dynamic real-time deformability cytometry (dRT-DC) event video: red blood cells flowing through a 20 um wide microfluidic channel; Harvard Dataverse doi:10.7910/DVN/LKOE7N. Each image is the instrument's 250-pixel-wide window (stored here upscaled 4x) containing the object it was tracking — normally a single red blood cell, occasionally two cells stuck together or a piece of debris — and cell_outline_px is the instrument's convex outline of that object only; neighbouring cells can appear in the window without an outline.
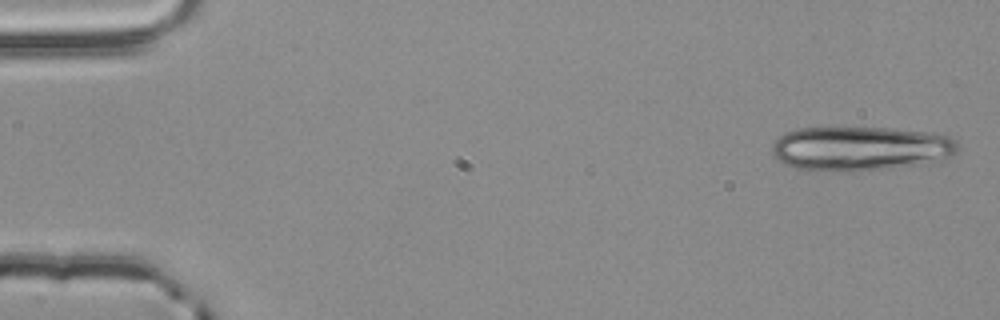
{"species": "common noctule bat (a hibernating species)", "species_latin": "Nyctalus noctula", "temperature_condition": "room temperature", "stored_images_in_passage": 17, "camera_frame_rate_fps": 3000, "um_per_image_px": 0.085, "animal": {"sex": "male", "body_mass_g": 20.4}, "frame": {"image": 1, "passage_image": 2, "time_ms": 0.333, "image_size_px": [1000, 320], "cell_outline_px": [[956, 152], [940, 160], [924, 164], [860, 172], [840, 172], [796, 168], [784, 164], [772, 156], [772, 144], [784, 132], [796, 128], [888, 128], [924, 132], [952, 136], [956, 140]], "centroid_in_image_um": [73.09, 12.64], "position_along_channel_um": 11.9, "area_um2": 48.38}}